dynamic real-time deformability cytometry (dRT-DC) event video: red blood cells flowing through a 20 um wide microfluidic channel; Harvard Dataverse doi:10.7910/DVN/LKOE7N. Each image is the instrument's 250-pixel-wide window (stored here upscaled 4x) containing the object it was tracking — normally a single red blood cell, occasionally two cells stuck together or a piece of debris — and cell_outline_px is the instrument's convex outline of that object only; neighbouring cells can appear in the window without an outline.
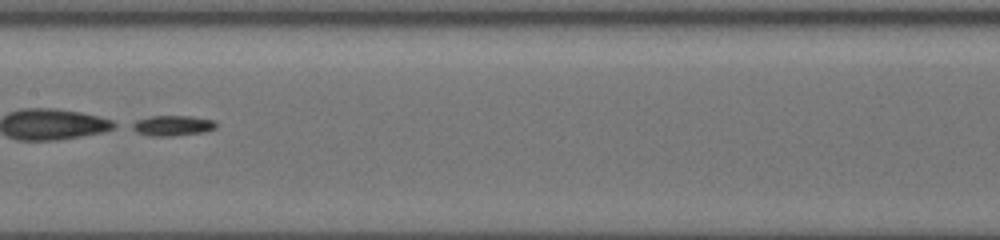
{"species": "common noctule bat (a hibernating species)", "species_latin": "Nyctalus noctula", "temperature_condition": "cold", "stored_images_in_passage": 24, "segment_of_instrument_passage": [2, 2], "camera_frame_rate_fps": 3000, "um_per_image_px": 0.085, "animal": {"sex": "female", "body_mass_g": 19.5, "forearm_length_mm": 54.1}, "frame": {"image": 1, "passage_image": 22, "time_ms": 10.0, "image_size_px": [1000, 240], "cell_outline_px": [[216, 128], [200, 132], [168, 136], [152, 136], [136, 132], [128, 128], [128, 124], [136, 120], [152, 116], [192, 116], [216, 120]], "centroid_in_image_um": [14.59, 10.66], "position_along_channel_um": 192.8, "area_um2": 10.06}}